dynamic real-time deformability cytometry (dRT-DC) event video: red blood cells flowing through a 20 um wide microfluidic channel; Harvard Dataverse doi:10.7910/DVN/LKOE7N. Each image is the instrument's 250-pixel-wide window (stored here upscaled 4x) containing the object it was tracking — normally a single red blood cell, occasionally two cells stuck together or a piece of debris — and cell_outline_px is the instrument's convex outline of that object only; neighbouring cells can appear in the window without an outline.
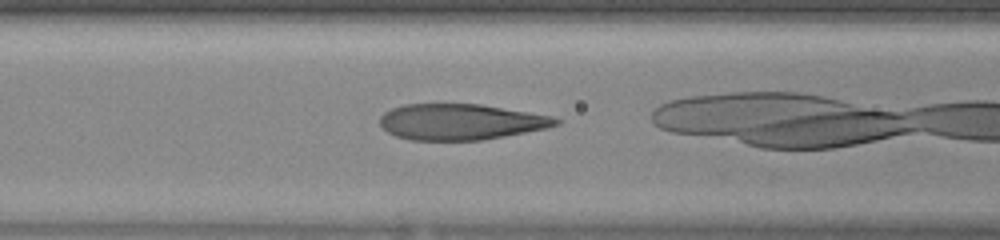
{"species": "human", "species_latin": "Homo sapiens", "temperature_condition": "warm", "stored_images_in_passage": 18, "camera_frame_rate_fps": 3000, "um_per_image_px": 0.085, "donor": {"sex": "female"}, "frame": {"image": 1, "passage_image": 3, "time_ms": 0.667, "image_size_px": [1000, 240], "cell_outline_px": [[564, 120], [560, 124], [548, 128], [484, 140], [408, 140], [396, 136], [388, 132], [380, 124], [380, 116], [384, 112], [392, 108], [404, 104], [480, 104], [552, 116]], "centroid_in_image_um": [39.18, 10.36], "position_along_channel_um": 127.4, "area_um2": 36.99}}
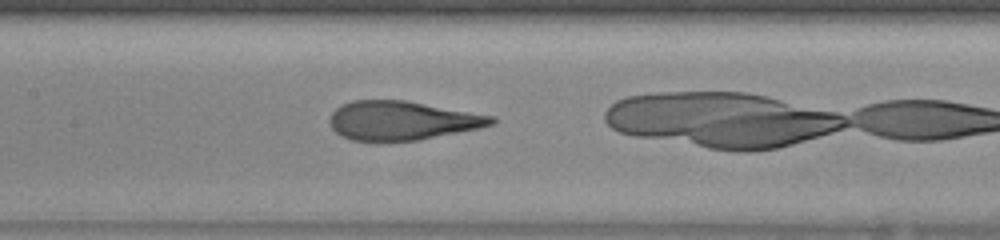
{"frame": {"image": 2, "passage_image": 6, "time_ms": 1.667, "image_size_px": [1000, 240], "cell_outline_px": [[496, 124], [480, 128], [420, 140], [352, 140], [340, 136], [332, 128], [328, 120], [332, 112], [340, 104], [352, 100], [404, 100], [496, 116]], "centroid_in_image_um": [34.19, 10.24], "position_along_channel_um": 173.2, "area_um2": 36.82}}
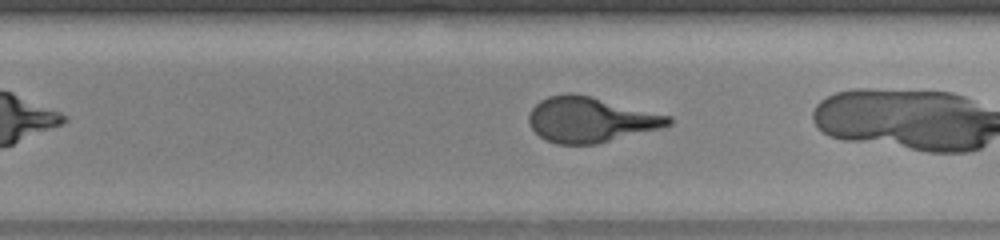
{"frame": {"image": 3, "passage_image": 13, "time_ms": 4.0, "image_size_px": [1000, 240], "cell_outline_px": [[672, 124], [660, 128], [596, 144], [556, 144], [540, 136], [528, 124], [528, 116], [532, 108], [540, 100], [548, 96], [568, 92], [572, 92], [592, 96], [672, 116]], "centroid_in_image_um": [50.18, 10.15], "position_along_channel_um": 279.6, "area_um2": 36.88}}